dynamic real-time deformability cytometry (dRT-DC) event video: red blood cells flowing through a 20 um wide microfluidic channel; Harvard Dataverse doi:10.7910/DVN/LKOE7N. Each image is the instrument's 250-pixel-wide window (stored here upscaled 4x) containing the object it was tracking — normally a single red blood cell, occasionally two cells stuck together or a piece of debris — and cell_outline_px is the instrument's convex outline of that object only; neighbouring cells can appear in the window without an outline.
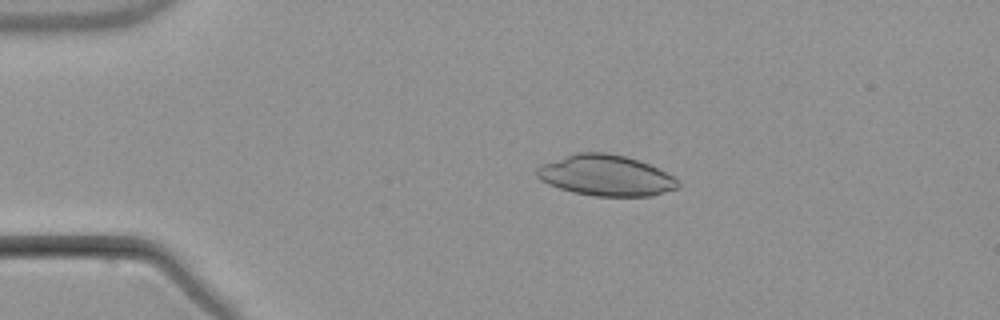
{"species": "common noctule bat (a hibernating species)", "species_latin": "Nyctalus noctula", "temperature_condition": "warm", "stored_images_in_passage": 4, "camera_frame_rate_fps": 3000, "um_per_image_px": 0.085, "animal": {"sex": "male", "body_mass_g": 21.5, "forearm_length_mm": 52.0}, "frame": {"image": 1, "passage_image": 3, "time_ms": 3.333, "image_size_px": [1000, 320], "cell_outline_px": [[680, 184], [676, 188], [652, 196], [592, 196], [572, 192], [548, 184], [540, 180], [536, 176], [536, 168], [540, 164], [576, 152], [608, 152], [624, 156], [648, 164], [672, 176]], "centroid_in_image_um": [51.42, 14.91], "position_along_channel_um": 33.6, "area_um2": 33.47}}